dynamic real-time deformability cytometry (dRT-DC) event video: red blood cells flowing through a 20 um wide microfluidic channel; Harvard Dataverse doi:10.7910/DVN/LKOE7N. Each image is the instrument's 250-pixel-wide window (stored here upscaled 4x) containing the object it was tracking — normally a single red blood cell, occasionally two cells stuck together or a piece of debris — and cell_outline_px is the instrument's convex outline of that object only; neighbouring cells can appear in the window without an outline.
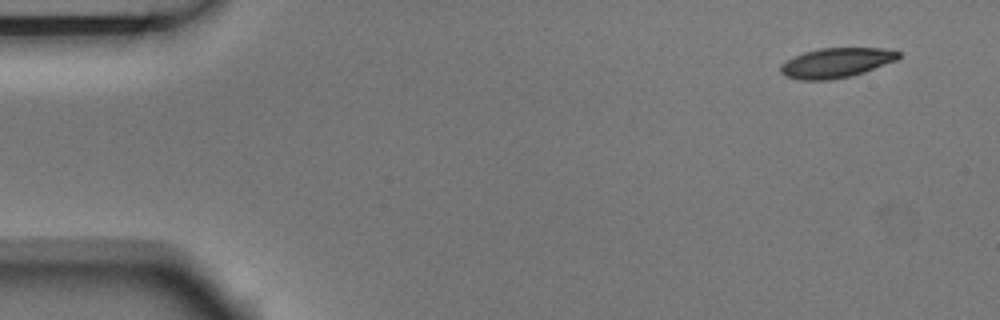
{"species": "Egyptian fruit bat (a non-hibernating species)", "species_latin": "Rousettus aegyptiacus", "temperature_condition": "room temperature", "stored_images_in_passage": 3, "camera_frame_rate_fps": 3000, "um_per_image_px": 0.085, "animal": {"sex": "male"}, "frame": {"image": 1, "passage_image": 1, "time_ms": 0.0, "image_size_px": [1000, 320], "cell_outline_px": [[900, 56], [896, 60], [864, 72], [852, 76], [828, 80], [800, 80], [784, 76], [780, 72], [780, 64], [804, 52], [820, 48], [880, 48], [900, 52]], "centroid_in_image_um": [71.05, 5.35], "position_along_channel_um": 14.0, "area_um2": 20.35}}
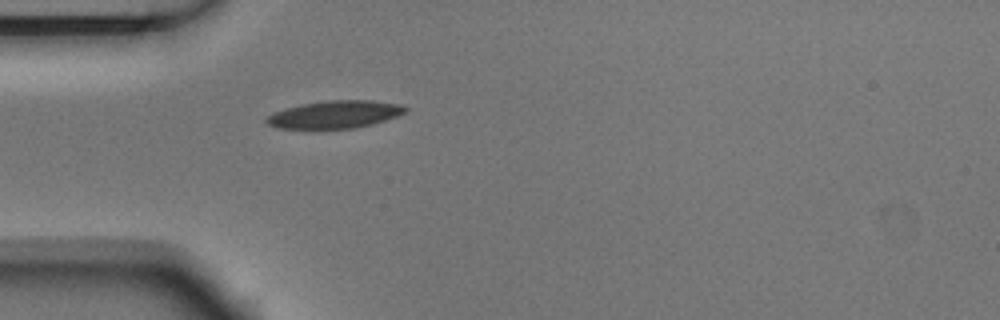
{"frame": {"image": 2, "passage_image": 3, "time_ms": 0.667, "image_size_px": [1000, 320], "cell_outline_px": [[408, 108], [404, 112], [396, 116], [372, 124], [356, 128], [312, 132], [276, 128], [268, 124], [264, 120], [268, 116], [284, 108], [300, 104], [328, 100], [372, 100], [400, 104]], "centroid_in_image_um": [28.37, 9.78], "position_along_channel_um": 56.6, "area_um2": 23.29}}